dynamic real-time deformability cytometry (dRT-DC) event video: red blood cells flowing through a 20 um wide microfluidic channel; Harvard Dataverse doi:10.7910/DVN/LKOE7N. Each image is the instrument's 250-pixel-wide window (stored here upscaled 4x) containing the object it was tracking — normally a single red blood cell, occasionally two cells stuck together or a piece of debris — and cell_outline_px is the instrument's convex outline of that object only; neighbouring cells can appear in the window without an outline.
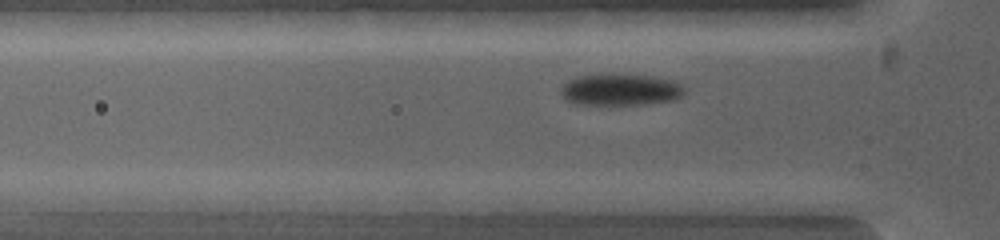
{"species": "common noctule bat (a hibernating species)", "species_latin": "Nyctalus noctula", "temperature_condition": "warm", "stored_images_in_passage": 3, "camera_frame_rate_fps": 5000, "um_per_image_px": 0.085, "animal": {"sex": "female", "body_mass_g": 19.0, "forearm_length_mm": 53.3}, "frame": {"image": 1, "passage_image": 2, "time_ms": 0.4, "image_size_px": [1000, 240], "cell_outline_px": [[684, 92], [680, 96], [672, 100], [640, 104], [584, 104], [568, 100], [564, 96], [564, 84], [580, 76], [600, 72], [648, 76], [668, 80], [684, 88]], "centroid_in_image_um": [52.73, 7.6], "position_along_channel_um": 73.1, "area_um2": 22.08}}